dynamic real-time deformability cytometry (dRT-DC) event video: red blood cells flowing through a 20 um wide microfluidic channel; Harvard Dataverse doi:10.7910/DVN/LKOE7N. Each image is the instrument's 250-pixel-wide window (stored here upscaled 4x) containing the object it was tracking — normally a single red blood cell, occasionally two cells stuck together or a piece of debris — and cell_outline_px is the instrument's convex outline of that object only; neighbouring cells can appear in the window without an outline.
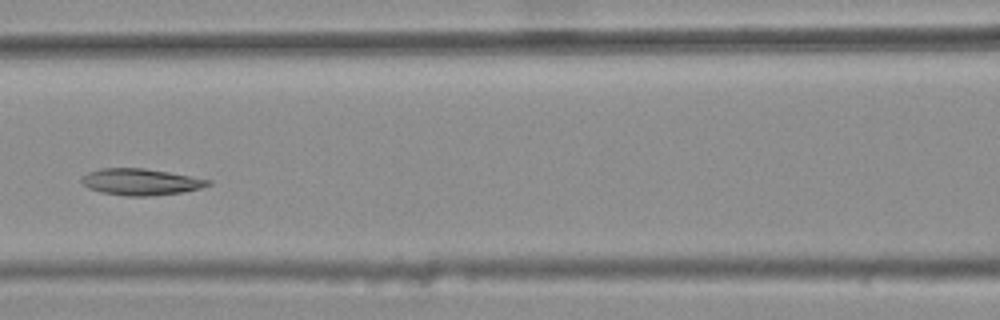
{"species": "common noctule bat (a hibernating species)", "species_latin": "Nyctalus noctula", "temperature_condition": "warm", "stored_images_in_passage": 9, "segment_of_instrument_passage": [1, 2], "camera_frame_rate_fps": 3000, "um_per_image_px": 0.085, "animal": {"sex": "female", "body_mass_g": 25.1}, "frame": {"image": 1, "passage_image": 6, "time_ms": 1.667, "image_size_px": [1000, 320], "cell_outline_px": [[212, 184], [200, 188], [184, 192], [152, 196], [128, 196], [100, 192], [88, 188], [80, 184], [80, 180], [88, 172], [100, 168], [144, 168], [168, 172], [212, 180]], "centroid_in_image_um": [11.95, 15.46], "position_along_channel_um": 154.7, "area_um2": 19.65}}
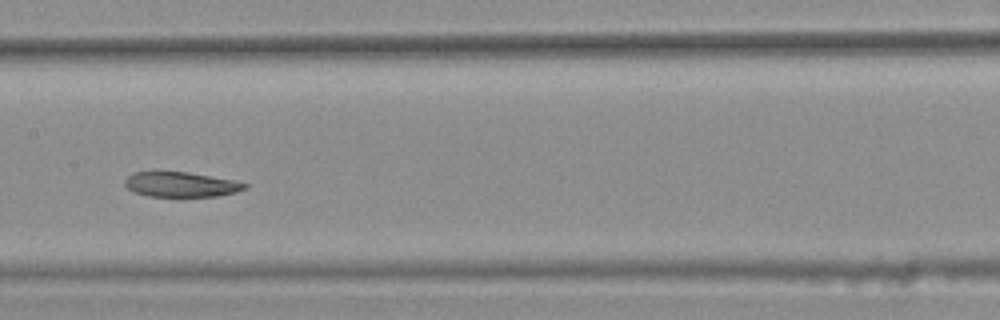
{"frame": {"image": 2, "passage_image": 7, "time_ms": 2.0, "image_size_px": [1000, 320], "cell_outline_px": [[248, 188], [236, 192], [216, 196], [148, 196], [132, 192], [124, 184], [124, 180], [128, 176], [136, 172], [188, 172], [232, 180], [248, 184]], "centroid_in_image_um": [15.37, 15.68], "position_along_channel_um": 192.0, "area_um2": 17.28}}
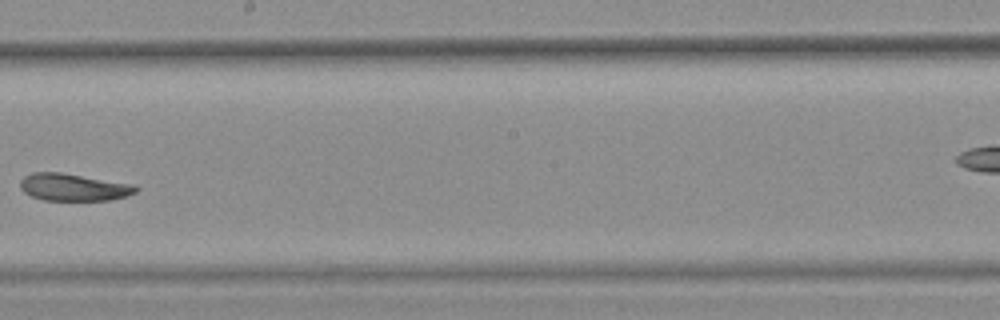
{"frame": {"image": 3, "passage_image": 8, "time_ms": 2.333, "image_size_px": [1000, 320], "cell_outline_px": [[140, 188], [136, 192], [128, 196], [108, 200], [44, 200], [32, 196], [24, 192], [20, 188], [20, 180], [24, 176], [32, 172], [60, 172], [136, 184]], "centroid_in_image_um": [6.28, 15.9], "position_along_channel_um": 241.9, "area_um2": 18.55}}